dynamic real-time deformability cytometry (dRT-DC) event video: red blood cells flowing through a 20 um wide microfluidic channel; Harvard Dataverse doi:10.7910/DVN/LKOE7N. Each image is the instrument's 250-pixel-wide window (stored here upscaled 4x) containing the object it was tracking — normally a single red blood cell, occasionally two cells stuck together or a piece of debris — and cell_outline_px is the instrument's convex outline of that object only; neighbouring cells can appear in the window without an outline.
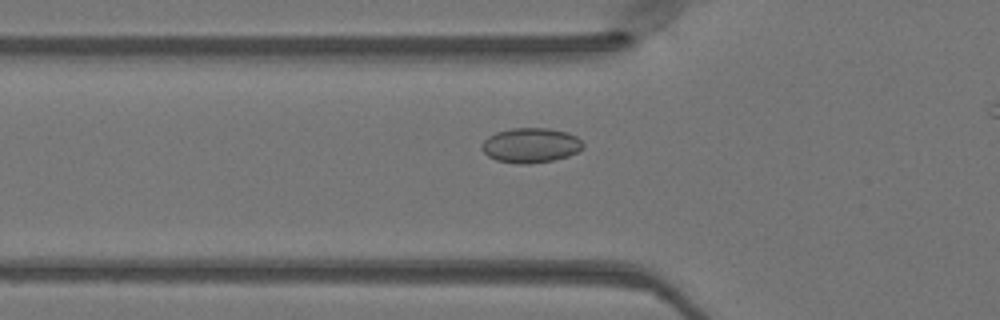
{"species": "Egyptian fruit bat (a non-hibernating species)", "species_latin": "Rousettus aegyptiacus", "temperature_condition": "warm", "stored_images_in_passage": 43, "camera_frame_rate_fps": 3000, "um_per_image_px": 0.085, "animal": {"sex": "female"}, "frame": {"image": 1, "passage_image": 17, "time_ms": 5.333, "image_size_px": [1000, 320], "cell_outline_px": [[584, 148], [568, 156], [552, 160], [528, 164], [520, 164], [496, 160], [488, 156], [480, 148], [484, 140], [488, 136], [496, 132], [512, 128], [548, 128], [568, 132], [576, 136], [584, 144]], "centroid_in_image_um": [45.11, 12.34], "position_along_channel_um": 80.7, "area_um2": 20.58}}
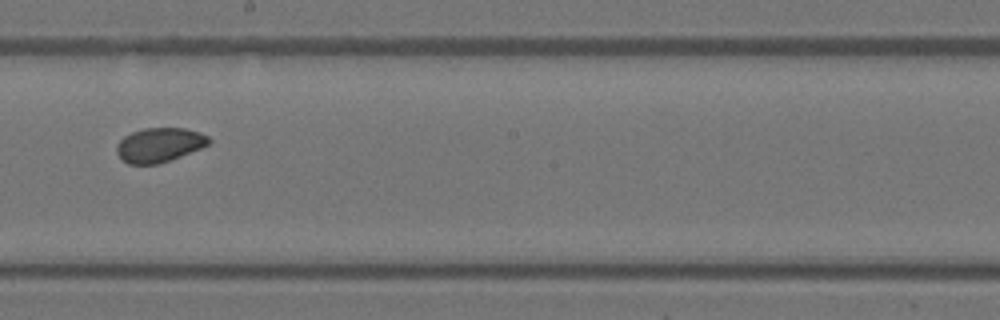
{"frame": {"image": 2, "passage_image": 28, "time_ms": 9.0, "image_size_px": [1000, 320], "cell_outline_px": [[212, 140], [208, 144], [200, 148], [180, 156], [156, 164], [128, 164], [120, 160], [116, 152], [116, 144], [124, 136], [132, 132], [144, 128], [184, 128], [200, 132], [208, 136]], "centroid_in_image_um": [13.51, 12.31], "position_along_channel_um": 234.7, "area_um2": 18.44}}
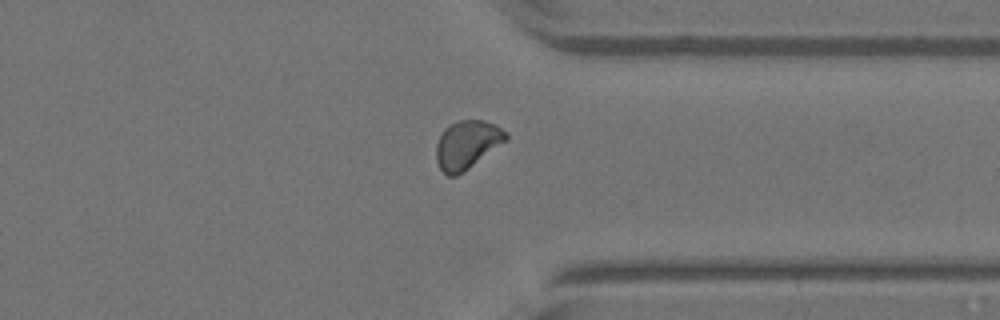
{"frame": {"image": 3, "passage_image": 38, "time_ms": 12.333, "image_size_px": [1000, 320], "cell_outline_px": [[508, 140], [464, 172], [456, 176], [448, 176], [440, 168], [436, 160], [436, 144], [444, 128], [448, 124], [456, 120], [484, 120], [496, 124], [508, 132]], "centroid_in_image_um": [39.72, 12.28], "position_along_channel_um": 371.7, "area_um2": 20.0}}